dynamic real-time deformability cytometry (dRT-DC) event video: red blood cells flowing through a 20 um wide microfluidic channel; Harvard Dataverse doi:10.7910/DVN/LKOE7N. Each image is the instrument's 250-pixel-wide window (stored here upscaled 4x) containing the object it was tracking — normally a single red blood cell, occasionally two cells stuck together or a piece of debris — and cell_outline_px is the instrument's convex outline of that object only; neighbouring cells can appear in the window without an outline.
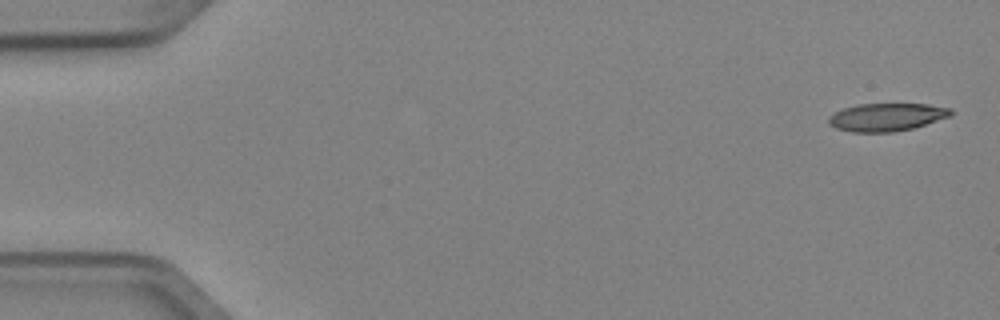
{"species": "Egyptian fruit bat (a non-hibernating species)", "species_latin": "Rousettus aegyptiacus", "temperature_condition": "cold", "stored_images_in_passage": 5, "camera_frame_rate_fps": 3000, "um_per_image_px": 0.085, "animal": {"sex": "female"}, "frame": {"image": 1, "passage_image": 1, "time_ms": 0.0, "image_size_px": [1000, 320], "cell_outline_px": [[952, 112], [948, 116], [912, 128], [892, 132], [852, 132], [836, 128], [828, 124], [828, 116], [844, 108], [860, 104], [928, 104], [952, 108]], "centroid_in_image_um": [75.32, 9.95], "position_along_channel_um": 9.7, "area_um2": 19.59}}